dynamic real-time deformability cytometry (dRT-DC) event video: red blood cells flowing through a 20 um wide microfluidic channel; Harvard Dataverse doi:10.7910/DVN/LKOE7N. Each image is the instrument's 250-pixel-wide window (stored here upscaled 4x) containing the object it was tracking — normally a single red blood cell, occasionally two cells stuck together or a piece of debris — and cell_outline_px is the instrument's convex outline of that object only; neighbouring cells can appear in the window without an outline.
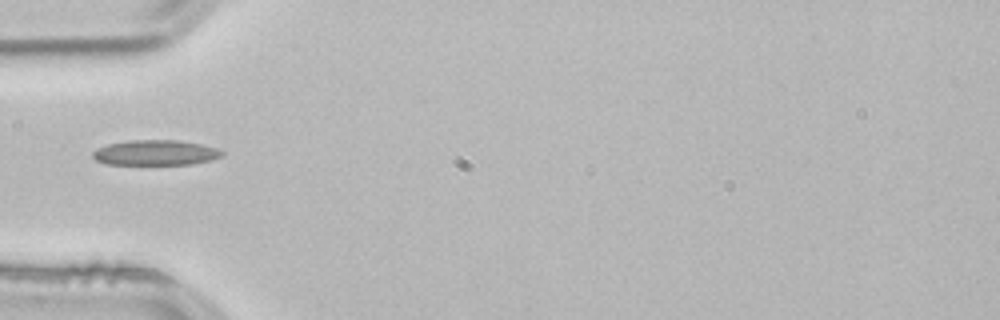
{"species": "common noctule bat (a hibernating species)", "species_latin": "Nyctalus noctula", "temperature_condition": "room temperature", "stored_images_in_passage": 29, "camera_frame_rate_fps": 3000, "um_per_image_px": 0.085, "animal": {"sex": "male", "body_mass_g": 21.5, "forearm_length_mm": 52.0}, "frame": {"image": 1, "passage_image": 1, "time_ms": 0.0, "image_size_px": [1000, 320], "cell_outline_px": [[224, 156], [212, 160], [192, 164], [108, 164], [96, 160], [92, 156], [92, 152], [96, 148], [108, 144], [132, 140], [180, 140], [200, 144], [216, 148], [224, 152]], "centroid_in_image_um": [13.24, 12.98], "position_along_channel_um": 71.8, "area_um2": 19.02}}
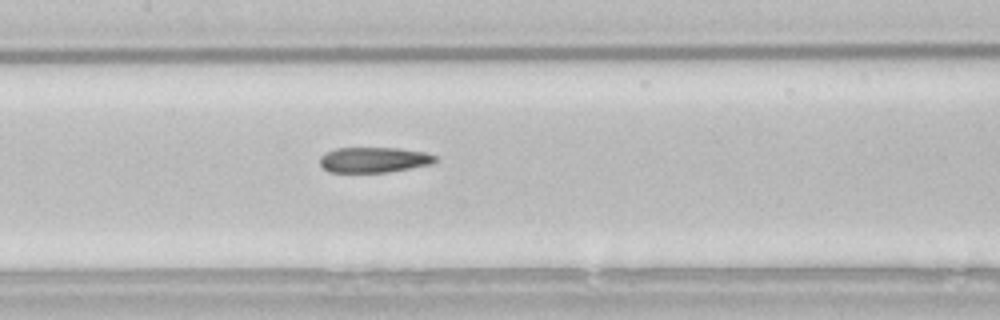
{"frame": {"image": 2, "passage_image": 9, "time_ms": 2.667, "image_size_px": [1000, 320], "cell_outline_px": [[436, 160], [432, 164], [412, 168], [388, 172], [328, 172], [320, 164], [320, 156], [336, 148], [396, 148], [424, 152], [436, 156]], "centroid_in_image_um": [31.78, 13.59], "position_along_channel_um": 175.6, "area_um2": 16.99}}
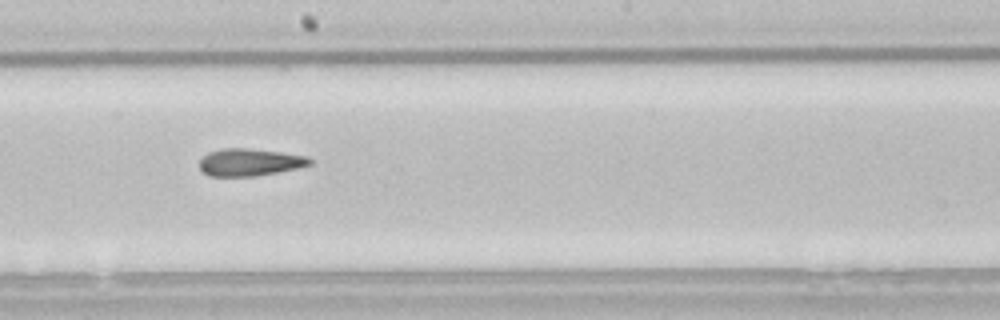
{"frame": {"image": 3, "passage_image": 13, "time_ms": 4.0, "image_size_px": [1000, 320], "cell_outline_px": [[312, 164], [300, 168], [256, 176], [208, 176], [200, 168], [200, 160], [208, 152], [220, 148], [248, 148], [280, 152], [308, 156], [312, 160]], "centroid_in_image_um": [21.25, 13.79], "position_along_channel_um": 227.0, "area_um2": 17.69}, "authors_computed_cell_mechanics": {"area_um2": 17.629, "velocity_mm_per_s": 3.8594, "shape_relaxation_time_tau1_ms": null, "shape_relaxation_time_tau2_ms": 4.1919, "deformation_change_tau1": null, "deformation_change_tau2": 0.1265}}